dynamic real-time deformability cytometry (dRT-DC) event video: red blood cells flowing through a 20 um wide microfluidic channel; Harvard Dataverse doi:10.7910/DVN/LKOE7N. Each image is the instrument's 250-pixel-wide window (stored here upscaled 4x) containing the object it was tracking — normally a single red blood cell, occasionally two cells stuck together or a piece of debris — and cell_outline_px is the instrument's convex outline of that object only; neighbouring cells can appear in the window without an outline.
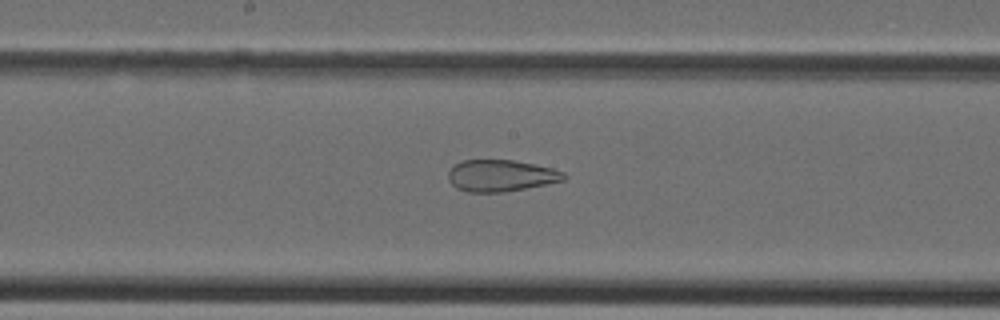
{"species": "Egyptian fruit bat (a non-hibernating species)", "species_latin": "Rousettus aegyptiacus", "temperature_condition": "cold", "stored_images_in_passage": 26, "camera_frame_rate_fps": 3000, "um_per_image_px": 0.085, "animal": {"sex": "female"}, "frame": {"image": 1, "passage_image": 14, "time_ms": 4.333, "image_size_px": [1000, 320], "cell_outline_px": [[568, 176], [564, 180], [504, 192], [468, 192], [456, 188], [448, 180], [448, 172], [452, 164], [460, 160], [512, 160], [536, 164], [552, 168], [564, 172]], "centroid_in_image_um": [42.54, 14.92], "position_along_channel_um": 205.7, "area_um2": 21.44}}
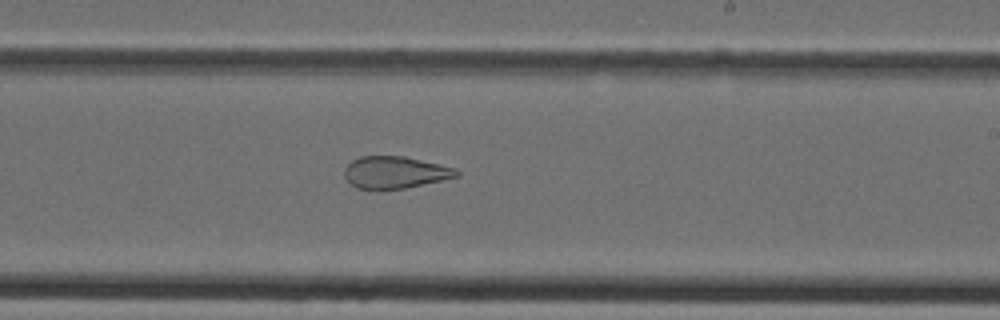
{"frame": {"image": 2, "passage_image": 17, "time_ms": 5.333, "image_size_px": [1000, 320], "cell_outline_px": [[460, 176], [404, 188], [356, 188], [344, 176], [344, 168], [352, 160], [360, 156], [404, 156], [456, 168], [460, 172]], "centroid_in_image_um": [33.59, 14.63], "position_along_channel_um": 255.4, "area_um2": 20.63}}